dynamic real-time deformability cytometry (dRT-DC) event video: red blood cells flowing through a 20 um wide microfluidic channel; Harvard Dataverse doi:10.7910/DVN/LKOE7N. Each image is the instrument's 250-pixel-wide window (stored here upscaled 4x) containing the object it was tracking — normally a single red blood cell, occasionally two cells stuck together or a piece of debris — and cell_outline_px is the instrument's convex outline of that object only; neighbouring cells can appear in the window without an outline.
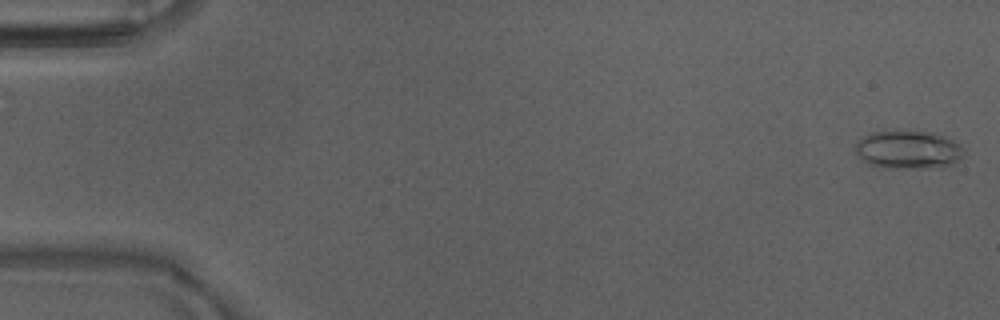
{"species": "Egyptian fruit bat (a non-hibernating species)", "species_latin": "Rousettus aegyptiacus", "temperature_condition": "warm", "stored_images_in_passage": 49, "camera_frame_rate_fps": 3000, "um_per_image_px": 0.085, "animal": {"sex": "male"}, "frame": {"image": 1, "passage_image": 1, "time_ms": 0.0, "image_size_px": [1000, 320], "cell_outline_px": [[964, 152], [960, 160], [944, 168], [888, 168], [868, 164], [856, 152], [856, 144], [860, 136], [868, 132], [932, 132], [952, 140], [960, 144]], "centroid_in_image_um": [77.21, 12.75], "position_along_channel_um": 7.8, "area_um2": 24.16}}
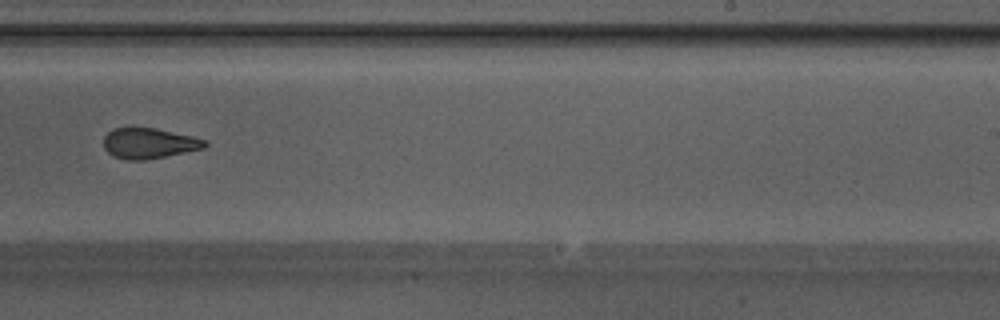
{"frame": {"image": 2, "passage_image": 31, "time_ms": 10.0, "image_size_px": [1000, 320], "cell_outline_px": [[208, 144], [204, 148], [144, 160], [128, 160], [116, 156], [108, 152], [104, 148], [104, 136], [112, 128], [156, 128], [192, 136], [208, 140]], "centroid_in_image_um": [12.68, 12.17], "position_along_channel_um": 276.3, "area_um2": 17.8}}
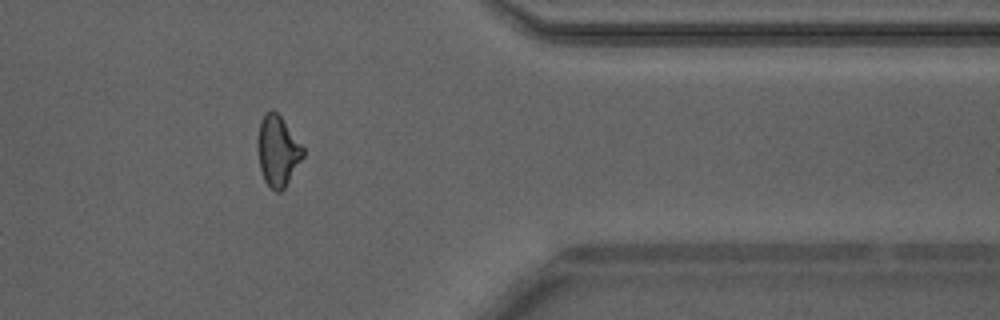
{"frame": {"image": 3, "passage_image": 40, "time_ms": 13.0, "image_size_px": [1000, 320], "cell_outline_px": [[304, 156], [284, 188], [280, 192], [276, 192], [264, 180], [260, 168], [256, 144], [256, 140], [260, 120], [264, 112], [272, 108], [280, 116], [304, 148]], "centroid_in_image_um": [23.57, 12.79], "position_along_channel_um": 387.8, "area_um2": 18.73}, "authors_computed_cell_mechanics": {"area_um2": 19.1318, "velocity_mm_per_s": 4.2473, "shape_relaxation_time_tau1_ms": null, "shape_relaxation_time_tau2_ms": 2.0393, "deformation_change_tau1": null, "deformation_change_tau2": 0.1015}}